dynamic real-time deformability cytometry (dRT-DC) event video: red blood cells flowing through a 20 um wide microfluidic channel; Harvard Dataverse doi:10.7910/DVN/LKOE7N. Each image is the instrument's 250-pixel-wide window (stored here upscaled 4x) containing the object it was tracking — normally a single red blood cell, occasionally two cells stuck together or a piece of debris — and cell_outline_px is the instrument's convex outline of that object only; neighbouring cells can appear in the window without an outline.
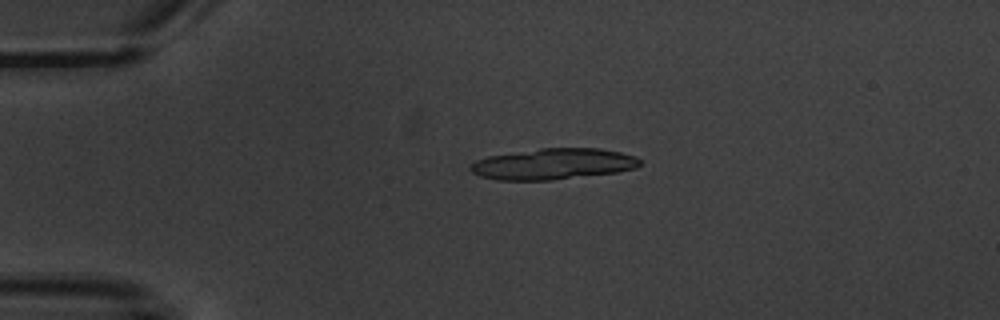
{"species": "common noctule bat (a hibernating species)", "species_latin": "Nyctalus noctula", "temperature_condition": "warm", "stored_images_in_passage": 5, "segment_of_instrument_passage": [1, 2], "camera_frame_rate_fps": 3000, "um_per_image_px": 0.085, "animal": {"sex": "male", "body_mass_g": 20.1, "forearm_length_mm": 53.5}, "frame": {"image": 1, "passage_image": 3, "time_ms": 2.333, "image_size_px": [1000, 320], "cell_outline_px": [[640, 164], [636, 168], [616, 172], [548, 180], [500, 180], [480, 176], [472, 172], [468, 168], [476, 160], [488, 156], [540, 148], [600, 148], [620, 152], [636, 156], [640, 160]], "centroid_in_image_um": [47.02, 13.93], "position_along_channel_um": 38.0, "area_um2": 30.46}}